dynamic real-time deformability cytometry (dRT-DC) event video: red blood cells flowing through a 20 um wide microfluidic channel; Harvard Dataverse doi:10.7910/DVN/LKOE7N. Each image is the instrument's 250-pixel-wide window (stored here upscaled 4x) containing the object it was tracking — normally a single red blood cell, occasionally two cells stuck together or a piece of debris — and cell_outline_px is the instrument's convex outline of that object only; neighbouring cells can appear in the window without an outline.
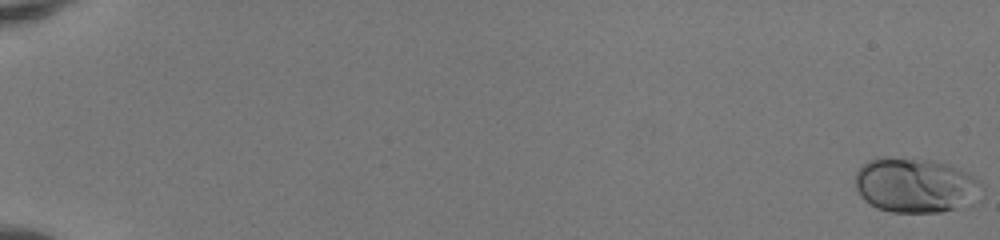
{"species": "human", "species_latin": "Homo sapiens", "temperature_condition": "room temperature", "stored_images_in_passage": 52, "camera_frame_rate_fps": 3000, "um_per_image_px": 0.085, "donor": {"sex": "female"}, "frame": {"image": 1, "passage_image": 1, "time_ms": 0.0, "image_size_px": [1000, 240], "cell_outline_px": [[984, 196], [972, 204], [940, 212], [892, 212], [876, 208], [868, 204], [860, 196], [856, 188], [856, 172], [868, 160], [880, 156], [888, 156], [932, 160], [948, 164], [960, 168], [976, 176], [984, 184]], "centroid_in_image_um": [77.88, 15.74], "position_along_channel_um": 7.1, "area_um2": 41.5}}
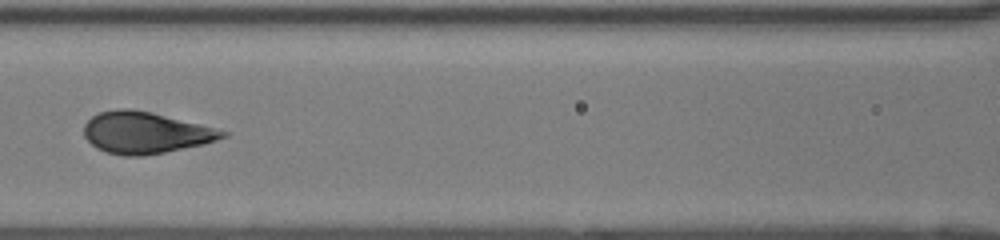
{"frame": {"image": 2, "passage_image": 27, "time_ms": 8.667, "image_size_px": [1000, 240], "cell_outline_px": [[228, 136], [204, 144], [144, 156], [124, 156], [108, 152], [96, 148], [84, 136], [84, 124], [92, 116], [100, 112], [116, 108], [128, 108], [148, 112], [228, 132]], "centroid_in_image_um": [12.29, 11.29], "position_along_channel_um": 154.3, "area_um2": 32.95}}
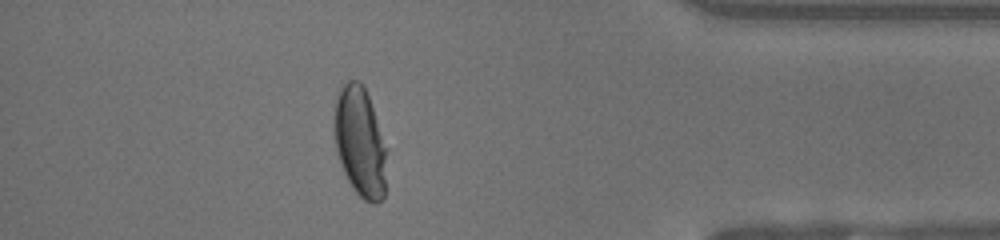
{"frame": {"image": 3, "passage_image": 47, "time_ms": 15.333, "image_size_px": [1000, 240], "cell_outline_px": [[388, 148], [384, 196], [376, 204], [372, 204], [364, 200], [352, 188], [340, 164], [336, 152], [336, 96], [340, 88], [348, 80], [360, 80], [364, 84]], "centroid_in_image_um": [30.65, 12.09], "position_along_channel_um": 404.5, "area_um2": 33.81}, "authors_computed_cell_mechanics": {"area_um2": 34.2754, "velocity_mm_per_s": 4.1463, "shape_relaxation_time_tau1_ms": 3.6162, "shape_relaxation_time_tau2_ms": null, "deformation_change_tau1": 0.1798, "deformation_change_tau2": null}}